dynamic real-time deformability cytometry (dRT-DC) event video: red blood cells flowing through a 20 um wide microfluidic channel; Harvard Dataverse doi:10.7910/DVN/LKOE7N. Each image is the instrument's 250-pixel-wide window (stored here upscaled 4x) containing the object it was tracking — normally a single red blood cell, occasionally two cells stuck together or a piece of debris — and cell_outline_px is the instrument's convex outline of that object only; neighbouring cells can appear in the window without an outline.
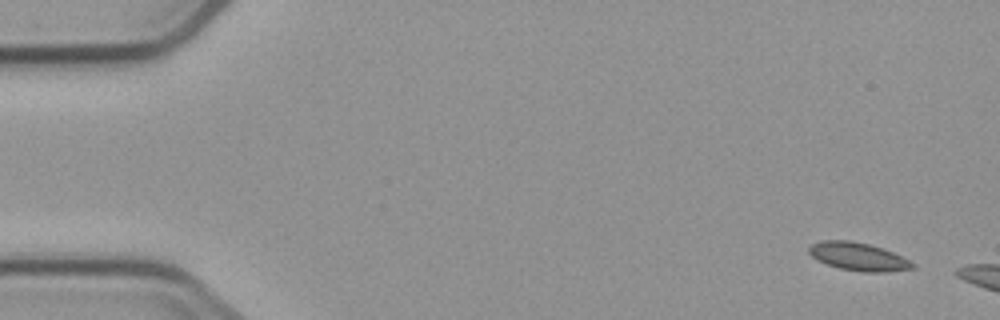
{"species": "common noctule bat (a hibernating species)", "species_latin": "Nyctalus noctula", "temperature_condition": "cold", "stored_images_in_passage": 4, "camera_frame_rate_fps": 3000, "um_per_image_px": 0.085, "animal": {"sex": "male", "body_mass_g": 23.1, "forearm_length_mm": 52.7}, "frame": {"image": 1, "passage_image": 1, "time_ms": 0.0, "image_size_px": [1000, 320], "cell_outline_px": [[916, 268], [888, 272], [860, 272], [840, 268], [816, 260], [808, 252], [808, 248], [812, 244], [820, 240], [848, 240], [868, 244], [892, 252], [916, 264]], "centroid_in_image_um": [72.94, 21.82], "position_along_channel_um": 12.1, "area_um2": 16.88}}